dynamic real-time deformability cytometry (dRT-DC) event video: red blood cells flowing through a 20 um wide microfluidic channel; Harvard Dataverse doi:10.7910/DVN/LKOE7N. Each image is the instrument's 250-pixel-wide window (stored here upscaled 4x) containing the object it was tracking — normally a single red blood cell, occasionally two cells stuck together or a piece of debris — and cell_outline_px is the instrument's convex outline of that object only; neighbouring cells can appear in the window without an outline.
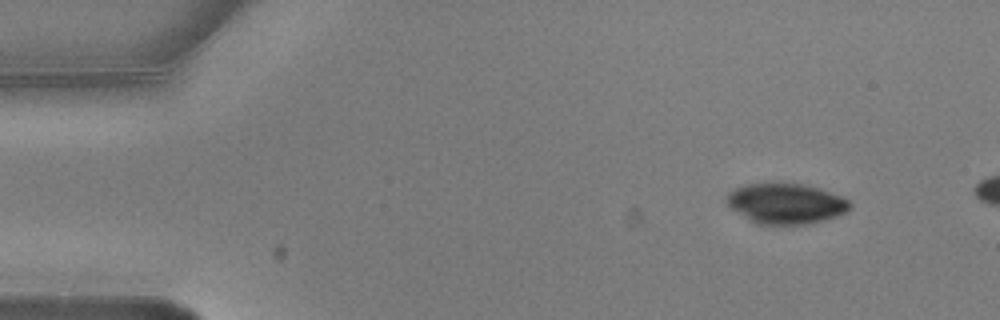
{"species": "common noctule bat (a hibernating species)", "species_latin": "Nyctalus noctula", "temperature_condition": "warm", "stored_images_in_passage": 3, "camera_frame_rate_fps": 3000, "um_per_image_px": 0.085, "animal": {"sex": "male", "body_mass_g": 20.5, "forearm_length_mm": 52.5}, "frame": {"image": 1, "passage_image": 1, "time_ms": 0.0, "image_size_px": [1000, 320], "cell_outline_px": [[852, 204], [844, 212], [836, 216], [808, 224], [756, 224], [732, 208], [728, 204], [728, 192], [744, 184], [772, 180], [776, 180], [804, 184], [820, 188], [840, 196], [848, 200]], "centroid_in_image_um": [66.77, 17.24], "position_along_channel_um": 18.2, "area_um2": 29.36}}